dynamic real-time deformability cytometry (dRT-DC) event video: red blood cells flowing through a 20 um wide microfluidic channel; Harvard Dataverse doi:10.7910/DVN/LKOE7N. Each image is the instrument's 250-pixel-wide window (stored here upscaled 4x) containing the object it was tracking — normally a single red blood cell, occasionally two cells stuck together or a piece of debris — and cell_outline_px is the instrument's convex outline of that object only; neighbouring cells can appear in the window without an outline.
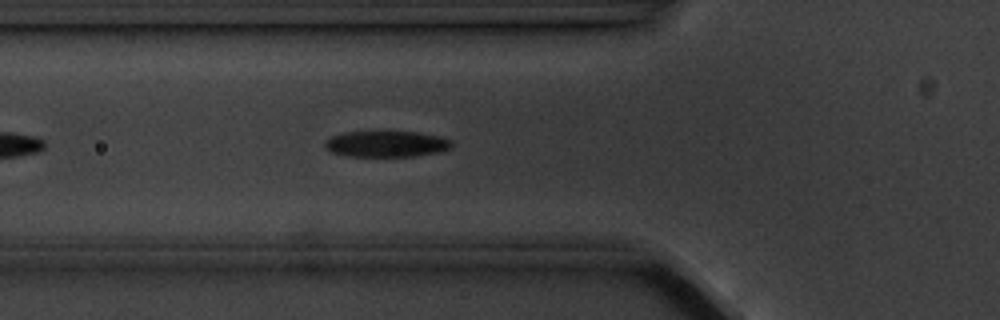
{"species": "common noctule bat (a hibernating species)", "species_latin": "Nyctalus noctula", "temperature_condition": "cold", "stored_images_in_passage": 6, "camera_frame_rate_fps": 3000, "um_per_image_px": 0.085, "animal": {"sex": "male", "body_mass_g": 20.1, "forearm_length_mm": 53.5}, "frame": {"image": 1, "passage_image": 6, "time_ms": 5.667, "image_size_px": [1000, 320], "cell_outline_px": [[452, 144], [448, 148], [436, 152], [416, 156], [348, 156], [332, 152], [324, 148], [324, 140], [332, 136], [344, 132], [416, 132], [440, 136], [452, 140]], "centroid_in_image_um": [32.8, 12.23], "position_along_channel_um": 93.0, "area_um2": 19.13}}